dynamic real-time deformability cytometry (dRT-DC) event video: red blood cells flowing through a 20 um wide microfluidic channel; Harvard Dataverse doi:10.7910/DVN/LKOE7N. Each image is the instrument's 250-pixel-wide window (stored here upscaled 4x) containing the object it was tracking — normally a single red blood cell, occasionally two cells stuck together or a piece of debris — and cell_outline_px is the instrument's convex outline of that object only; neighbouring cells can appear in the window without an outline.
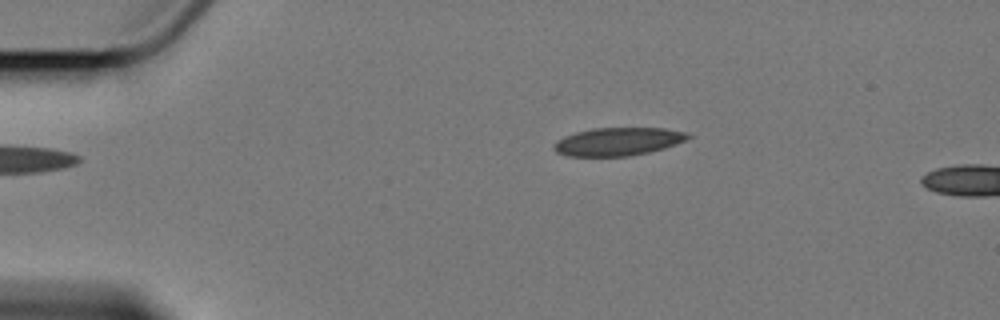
{"species": "Egyptian fruit bat (a non-hibernating species)", "species_latin": "Rousettus aegyptiacus", "temperature_condition": "cold", "stored_images_in_passage": 3, "camera_frame_rate_fps": 3000, "um_per_image_px": 0.085, "animal": {"sex": "female"}, "frame": {"image": 1, "passage_image": 3, "time_ms": 2.333, "image_size_px": [1000, 320], "cell_outline_px": [[692, 136], [684, 140], [664, 148], [648, 152], [628, 156], [568, 156], [556, 152], [552, 148], [552, 144], [556, 140], [564, 136], [576, 132], [592, 128], [664, 128], [688, 132]], "centroid_in_image_um": [52.48, 12.03], "position_along_channel_um": 32.5, "area_um2": 21.96}}